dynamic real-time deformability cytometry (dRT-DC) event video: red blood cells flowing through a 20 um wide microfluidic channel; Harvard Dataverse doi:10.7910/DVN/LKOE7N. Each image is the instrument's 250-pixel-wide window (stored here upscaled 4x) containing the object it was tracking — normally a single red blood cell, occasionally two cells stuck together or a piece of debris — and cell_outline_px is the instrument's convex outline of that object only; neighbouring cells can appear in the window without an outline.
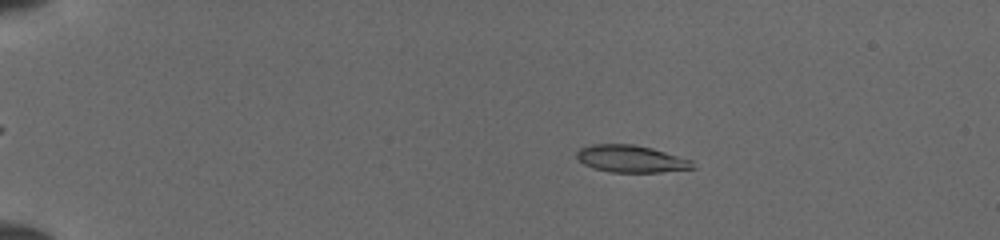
{"species": "common noctule bat (a hibernating species)", "species_latin": "Nyctalus noctula", "temperature_condition": "cold", "stored_images_in_passage": 51, "camera_frame_rate_fps": 3000, "um_per_image_px": 0.085, "animal": {"sex": "female", "body_mass_g": 19.5, "forearm_length_mm": 54.1}, "frame": {"image": 1, "passage_image": 10, "time_ms": 3.0, "image_size_px": [1000, 240], "cell_outline_px": [[696, 168], [660, 172], [612, 172], [592, 168], [584, 164], [576, 156], [576, 152], [580, 148], [592, 144], [632, 144], [652, 148], [692, 160]], "centroid_in_image_um": [53.64, 13.5], "position_along_channel_um": 31.4, "area_um2": 18.32}}
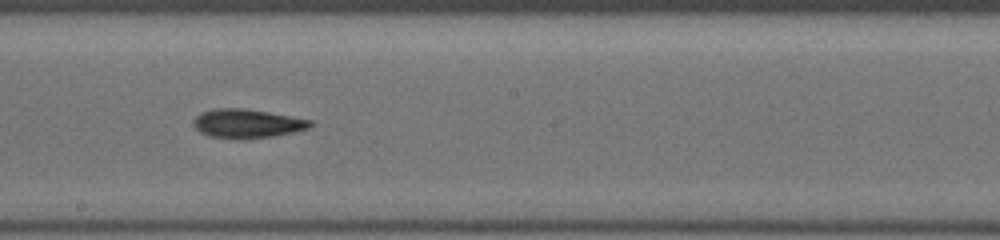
{"frame": {"image": 2, "passage_image": 30, "time_ms": 9.667, "image_size_px": [1000, 240], "cell_outline_px": [[316, 124], [312, 128], [272, 136], [240, 140], [208, 136], [200, 132], [192, 124], [192, 120], [200, 112], [212, 108], [244, 108], [268, 112], [312, 120]], "centroid_in_image_um": [21.0, 10.5], "position_along_channel_um": 227.2, "area_um2": 20.06}}
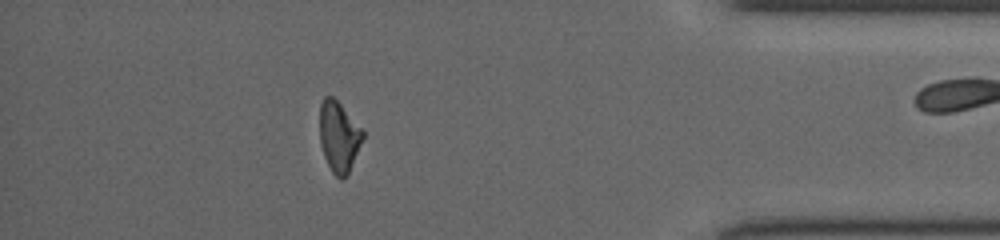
{"frame": {"image": 3, "passage_image": 45, "time_ms": 14.667, "image_size_px": [1000, 240], "cell_outline_px": [[364, 136], [348, 176], [340, 180], [332, 172], [324, 156], [320, 144], [320, 104], [324, 96], [332, 96], [340, 104], [364, 132]], "centroid_in_image_um": [28.79, 11.65], "position_along_channel_um": 406.4, "area_um2": 17.63}}